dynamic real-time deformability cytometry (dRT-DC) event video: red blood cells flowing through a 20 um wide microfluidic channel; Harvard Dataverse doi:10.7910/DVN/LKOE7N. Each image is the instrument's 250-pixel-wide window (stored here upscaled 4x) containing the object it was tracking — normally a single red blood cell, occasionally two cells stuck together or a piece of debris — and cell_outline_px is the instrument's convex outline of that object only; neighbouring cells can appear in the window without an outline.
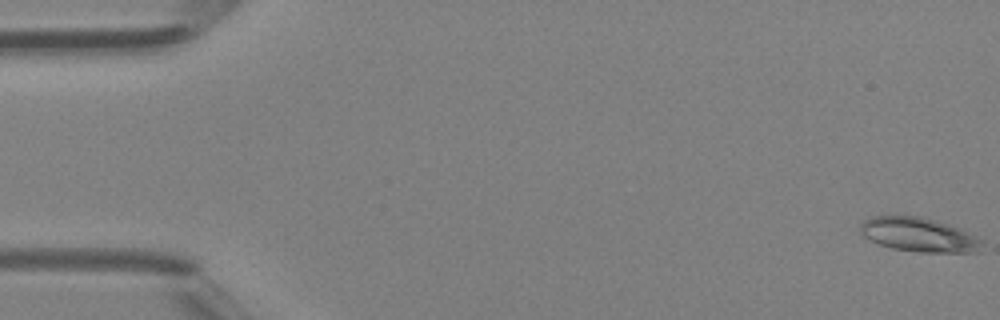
{"species": "Egyptian fruit bat (a non-hibernating species)", "species_latin": "Rousettus aegyptiacus", "temperature_condition": "room temperature", "stored_images_in_passage": 47, "camera_frame_rate_fps": 3000, "um_per_image_px": 0.085, "animal": {"sex": "female"}, "frame": {"image": 1, "passage_image": 1, "time_ms": 0.0, "image_size_px": [1000, 320], "cell_outline_px": [[984, 240], [980, 252], [920, 252], [892, 248], [880, 244], [864, 236], [860, 232], [860, 224], [864, 220], [872, 216], [920, 216], [948, 224], [960, 228]], "centroid_in_image_um": [78.14, 19.95], "position_along_channel_um": 6.9, "area_um2": 24.16}}
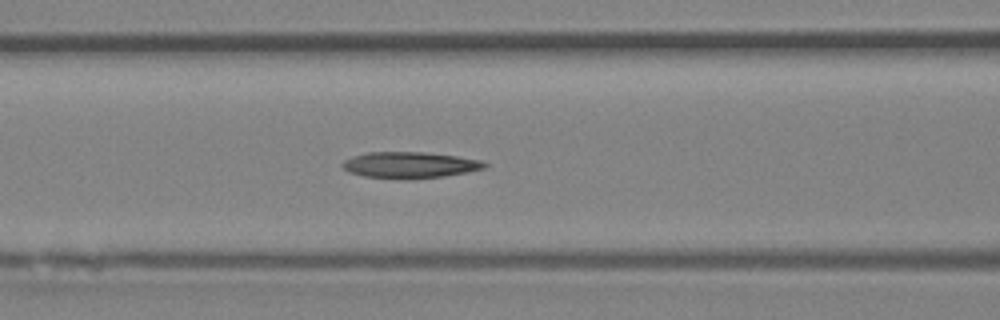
{"frame": {"image": 2, "passage_image": 20, "time_ms": 6.333, "image_size_px": [1000, 320], "cell_outline_px": [[488, 164], [484, 168], [468, 172], [444, 176], [408, 180], [404, 180], [364, 176], [348, 172], [340, 164], [344, 160], [352, 156], [368, 152], [424, 152], [456, 156], [484, 160]], "centroid_in_image_um": [34.83, 14.03], "position_along_channel_um": 131.8, "area_um2": 22.02}}
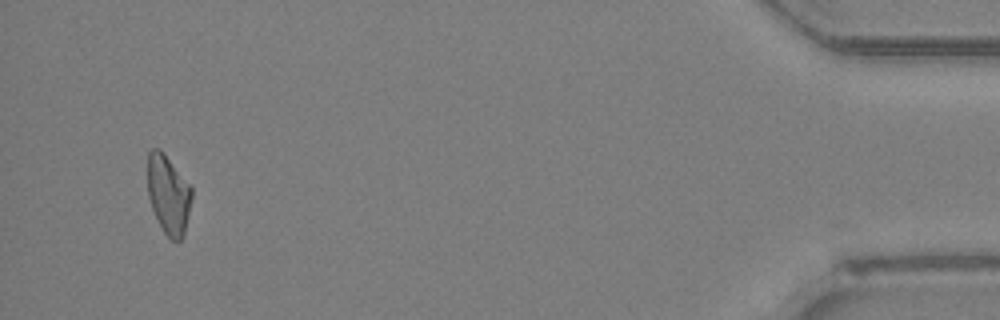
{"frame": {"image": 3, "passage_image": 45, "time_ms": 14.667, "image_size_px": [1000, 320], "cell_outline_px": [[192, 196], [184, 232], [180, 240], [172, 240], [164, 232], [152, 208], [148, 196], [148, 152], [152, 148], [160, 148], [164, 152], [192, 184]], "centroid_in_image_um": [14.32, 16.45], "position_along_channel_um": 420.9, "area_um2": 20.4}, "authors_computed_cell_mechanics": {"area_um2": 21.3282, "velocity_mm_per_s": 4.4332, "shape_relaxation_time_tau1_ms": 5.5807, "shape_relaxation_time_tau2_ms": 3.7172, "deformation_change_tau1": 0.1579, "deformation_change_tau2": 0.1331}}